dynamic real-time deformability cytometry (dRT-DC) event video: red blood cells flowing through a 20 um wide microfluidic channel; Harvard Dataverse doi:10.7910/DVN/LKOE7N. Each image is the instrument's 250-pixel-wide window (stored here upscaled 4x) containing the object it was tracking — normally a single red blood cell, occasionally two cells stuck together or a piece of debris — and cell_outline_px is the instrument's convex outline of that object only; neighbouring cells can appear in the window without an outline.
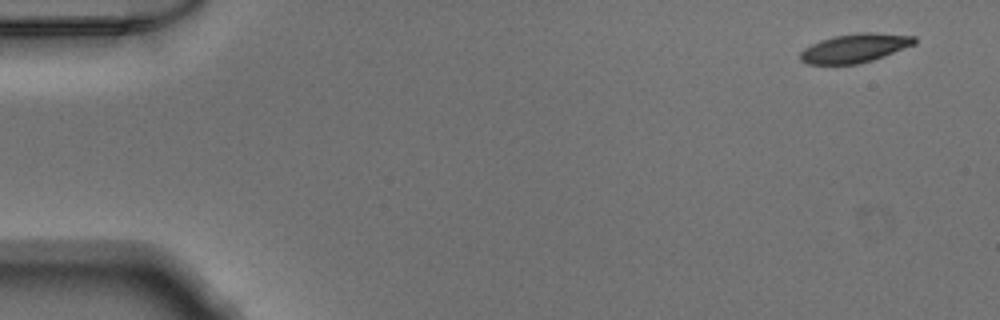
{"species": "Egyptian fruit bat (a non-hibernating species)", "species_latin": "Rousettus aegyptiacus", "temperature_condition": "warm", "stored_images_in_passage": 49, "camera_frame_rate_fps": 3000, "um_per_image_px": 0.085, "animal": {"sex": "male"}, "frame": {"image": 1, "passage_image": 1, "time_ms": 0.0, "image_size_px": [1000, 320], "cell_outline_px": [[916, 44], [884, 56], [872, 60], [856, 64], [808, 64], [800, 60], [800, 52], [804, 48], [820, 40], [832, 36], [860, 32], [872, 32], [916, 36]], "centroid_in_image_um": [72.67, 4.08], "position_along_channel_um": 12.3, "area_um2": 19.25}}
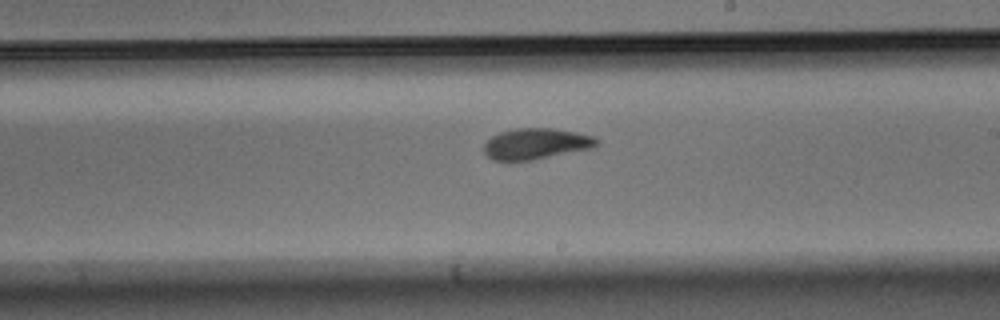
{"frame": {"image": 2, "passage_image": 28, "time_ms": 9.0, "image_size_px": [1000, 320], "cell_outline_px": [[596, 148], [532, 160], [492, 160], [484, 152], [484, 144], [492, 136], [500, 132], [516, 128], [552, 128], [576, 132], [592, 136], [596, 140]], "centroid_in_image_um": [45.56, 12.22], "position_along_channel_um": 243.4, "area_um2": 20.29}}
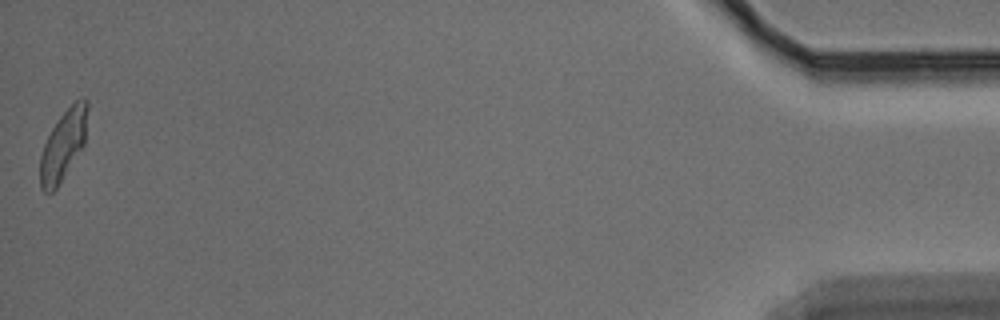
{"frame": {"image": 3, "passage_image": 49, "time_ms": 16.0, "image_size_px": [1000, 320], "cell_outline_px": [[88, 108], [84, 144], [56, 188], [52, 192], [44, 192], [40, 188], [40, 156], [44, 144], [52, 128], [60, 116], [76, 100], [84, 96], [88, 100]], "centroid_in_image_um": [5.38, 12.3], "position_along_channel_um": 429.8, "area_um2": 19.07}}